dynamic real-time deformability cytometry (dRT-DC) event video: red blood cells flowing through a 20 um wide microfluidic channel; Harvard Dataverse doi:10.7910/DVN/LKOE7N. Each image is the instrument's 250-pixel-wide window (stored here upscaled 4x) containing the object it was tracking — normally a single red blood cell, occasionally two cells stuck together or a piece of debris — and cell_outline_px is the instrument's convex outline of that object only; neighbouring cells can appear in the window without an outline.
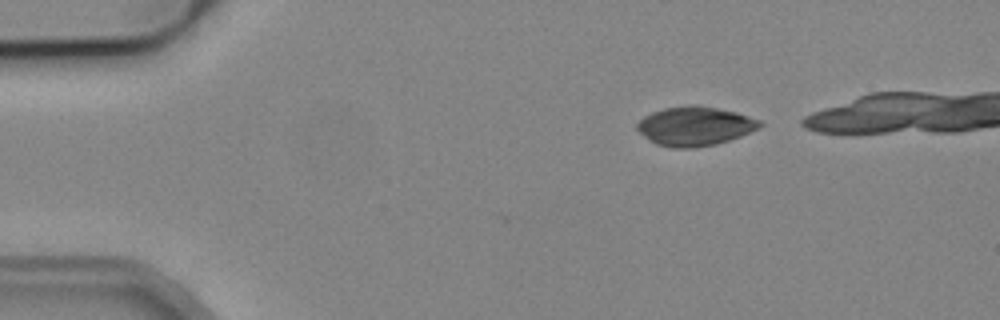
{"species": "common noctule bat (a hibernating species)", "species_latin": "Nyctalus noctula", "temperature_condition": "cold", "stored_images_in_passage": 4, "camera_frame_rate_fps": 3000, "um_per_image_px": 0.085, "animal": {"sex": "male", "body_mass_g": 19.2, "forearm_length_mm": 51.8}, "frame": {"image": 1, "passage_image": 1, "time_ms": 0.0, "image_size_px": [1000, 320], "cell_outline_px": [[764, 124], [760, 128], [740, 136], [716, 144], [692, 148], [676, 148], [656, 144], [648, 140], [636, 128], [636, 124], [644, 116], [652, 112], [664, 108], [696, 104], [736, 112], [760, 120]], "centroid_in_image_um": [59.06, 10.72], "position_along_channel_um": 25.9, "area_um2": 27.92}}